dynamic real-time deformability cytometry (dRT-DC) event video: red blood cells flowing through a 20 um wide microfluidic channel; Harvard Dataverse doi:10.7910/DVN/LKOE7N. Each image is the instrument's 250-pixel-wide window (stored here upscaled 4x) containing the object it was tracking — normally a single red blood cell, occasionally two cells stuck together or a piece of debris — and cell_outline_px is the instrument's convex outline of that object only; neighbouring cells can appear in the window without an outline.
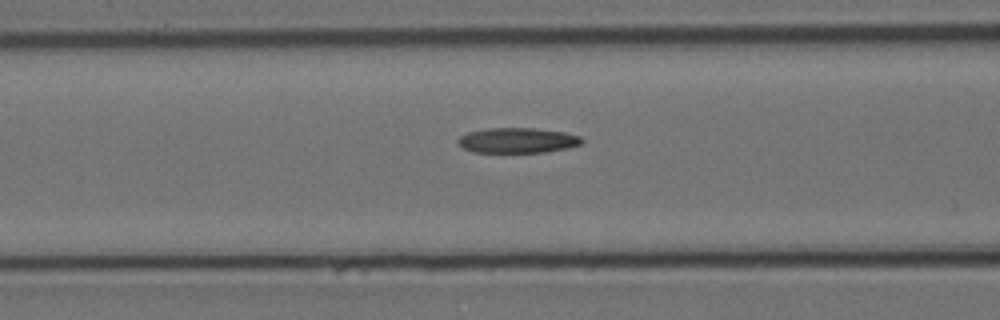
{"species": "Egyptian fruit bat (a non-hibernating species)", "species_latin": "Rousettus aegyptiacus", "temperature_condition": "cold", "stored_images_in_passage": 31, "camera_frame_rate_fps": 3000, "um_per_image_px": 0.085, "animal": {"sex": "female"}, "frame": {"image": 1, "passage_image": 4, "time_ms": 1.0, "image_size_px": [1000, 320], "cell_outline_px": [[584, 140], [580, 144], [568, 148], [544, 152], [472, 152], [456, 144], [456, 140], [460, 136], [468, 132], [488, 128], [536, 128], [564, 132], [580, 136]], "centroid_in_image_um": [43.96, 11.93], "position_along_channel_um": 122.6, "area_um2": 18.26}}
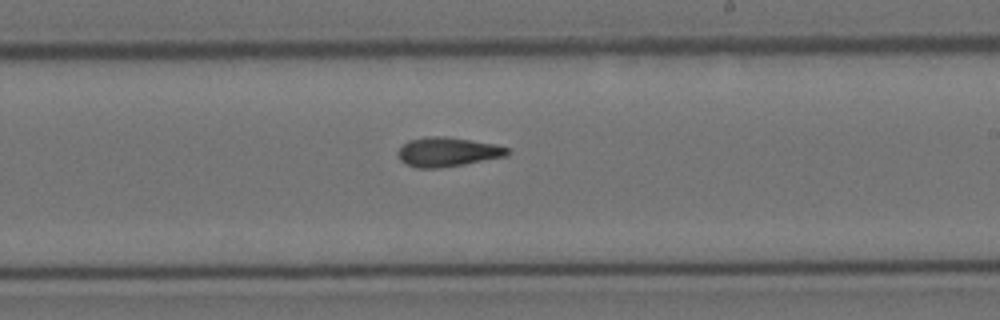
{"frame": {"image": 2, "passage_image": 15, "time_ms": 4.667, "image_size_px": [1000, 320], "cell_outline_px": [[512, 152], [508, 156], [464, 164], [440, 168], [416, 168], [400, 160], [396, 156], [396, 152], [408, 140], [424, 136], [444, 136], [496, 144], [512, 148]], "centroid_in_image_um": [38.07, 12.91], "position_along_channel_um": 250.9, "area_um2": 19.02}}
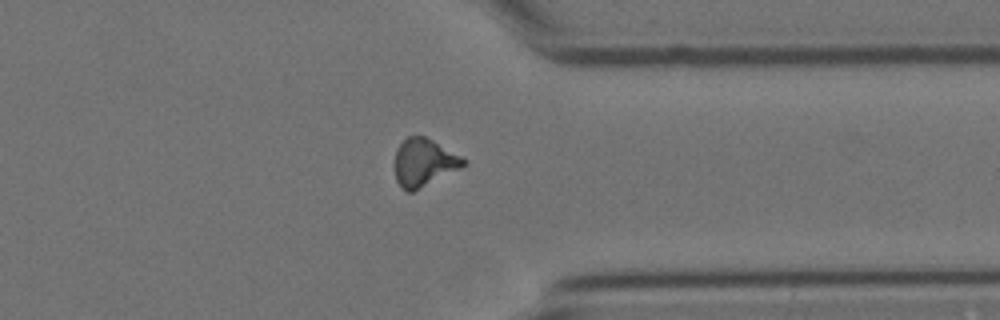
{"frame": {"image": 3, "passage_image": 26, "time_ms": 8.333, "image_size_px": [1000, 320], "cell_outline_px": [[468, 164], [412, 192], [408, 192], [396, 180], [392, 164], [396, 148], [408, 136], [424, 136], [432, 140], [468, 160]], "centroid_in_image_um": [36.0, 13.8], "position_along_channel_um": 375.4, "area_um2": 19.13}}